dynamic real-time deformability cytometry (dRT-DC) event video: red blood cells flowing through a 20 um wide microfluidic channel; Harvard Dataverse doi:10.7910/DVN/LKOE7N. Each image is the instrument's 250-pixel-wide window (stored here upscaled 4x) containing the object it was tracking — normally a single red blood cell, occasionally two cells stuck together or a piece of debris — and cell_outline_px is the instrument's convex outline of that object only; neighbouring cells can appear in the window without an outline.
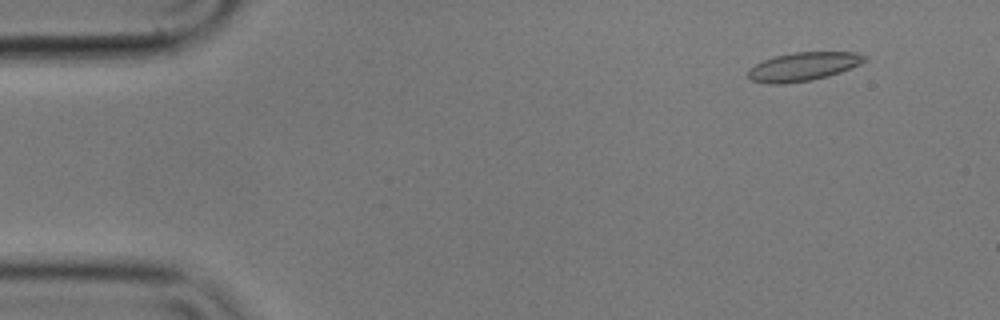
{"species": "common noctule bat (a hibernating species)", "species_latin": "Nyctalus noctula", "temperature_condition": "cold", "stored_images_in_passage": 56, "camera_frame_rate_fps": 3000, "um_per_image_px": 0.085, "animal": {"sex": "male", "body_mass_g": 17.9}, "frame": {"image": 1, "passage_image": 5, "time_ms": 1.333, "image_size_px": [1000, 320], "cell_outline_px": [[868, 60], [860, 64], [840, 72], [828, 76], [812, 80], [784, 84], [768, 84], [752, 80], [748, 76], [748, 68], [764, 60], [776, 56], [796, 52], [856, 52], [868, 56]], "centroid_in_image_um": [68.3, 5.66], "position_along_channel_um": 16.7, "area_um2": 19.42}}
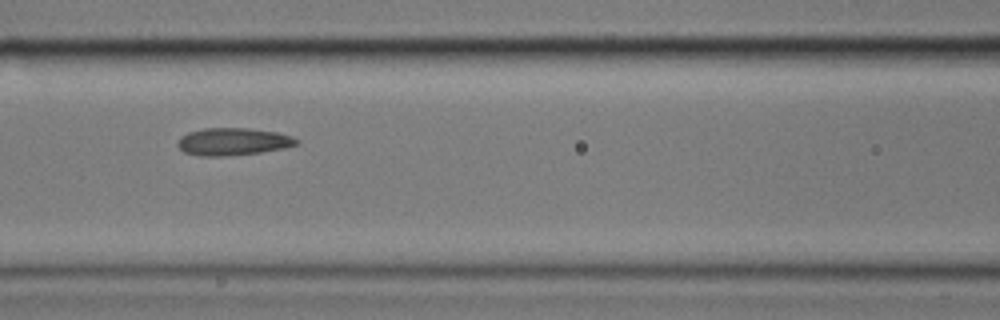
{"frame": {"image": 2, "passage_image": 24, "time_ms": 7.667, "image_size_px": [1000, 320], "cell_outline_px": [[300, 140], [296, 144], [284, 148], [260, 152], [224, 156], [200, 156], [184, 152], [176, 144], [180, 136], [188, 132], [204, 128], [248, 128], [276, 132], [292, 136]], "centroid_in_image_um": [19.78, 12.03], "position_along_channel_um": 146.8, "area_um2": 18.96}}
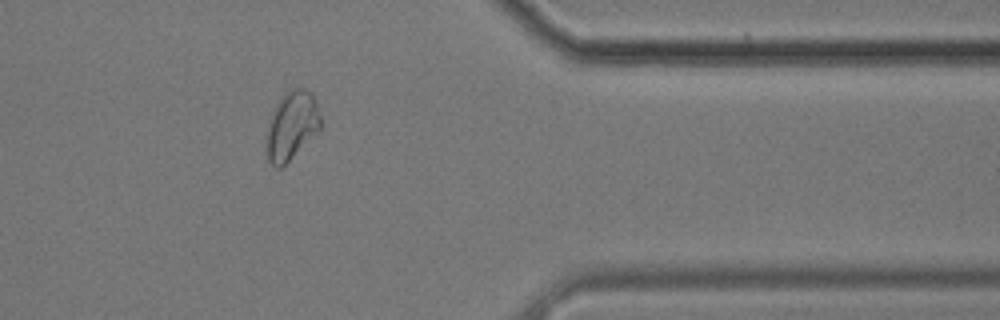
{"frame": {"image": 3, "passage_image": 46, "time_ms": 15.0, "image_size_px": [1000, 320], "cell_outline_px": [[324, 128], [280, 168], [276, 168], [268, 160], [268, 124], [272, 112], [280, 96], [284, 92], [292, 88], [304, 88], [312, 92], [316, 100]], "centroid_in_image_um": [24.86, 10.63], "position_along_channel_um": 386.5, "area_um2": 21.85}, "authors_computed_cell_mechanics": {"area_um2": 19.3341, "velocity_mm_per_s": 3.5132, "shape_relaxation_time_tau1_ms": 3.7926, "shape_relaxation_time_tau2_ms": 1.9691, "deformation_change_tau1": 0.1028, "deformation_change_tau2": 0.0858}}